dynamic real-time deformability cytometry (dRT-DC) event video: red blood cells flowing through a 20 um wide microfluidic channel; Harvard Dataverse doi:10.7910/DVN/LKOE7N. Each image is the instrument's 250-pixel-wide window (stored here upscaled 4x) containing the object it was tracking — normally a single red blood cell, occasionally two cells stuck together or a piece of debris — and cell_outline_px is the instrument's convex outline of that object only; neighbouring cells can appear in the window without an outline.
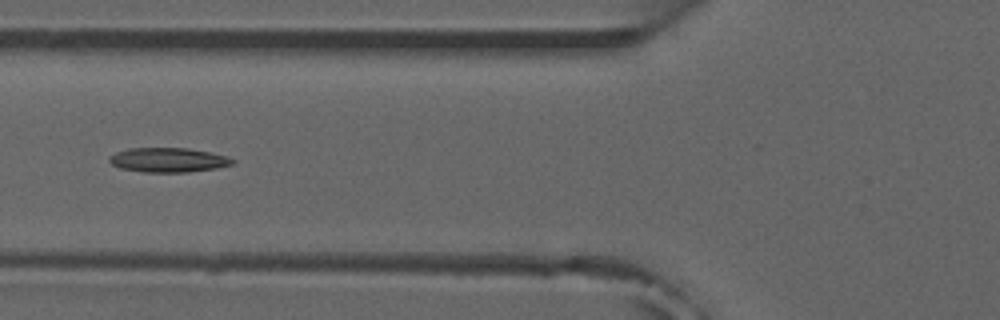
{"species": "common noctule bat (a hibernating species)", "species_latin": "Nyctalus noctula", "temperature_condition": "room temperature", "stored_images_in_passage": 37, "camera_frame_rate_fps": 3000, "um_per_image_px": 0.085, "animal": {"sex": "male", "forearm_length_mm": 52.5}, "frame": {"image": 1, "passage_image": 6, "time_ms": 1.667, "image_size_px": [1000, 320], "cell_outline_px": [[236, 160], [232, 164], [216, 168], [188, 172], [144, 172], [120, 168], [112, 164], [108, 160], [108, 156], [116, 152], [128, 148], [188, 148], [212, 152], [228, 156]], "centroid_in_image_um": [14.3, 13.59], "position_along_channel_um": 111.5, "area_um2": 17.69}}